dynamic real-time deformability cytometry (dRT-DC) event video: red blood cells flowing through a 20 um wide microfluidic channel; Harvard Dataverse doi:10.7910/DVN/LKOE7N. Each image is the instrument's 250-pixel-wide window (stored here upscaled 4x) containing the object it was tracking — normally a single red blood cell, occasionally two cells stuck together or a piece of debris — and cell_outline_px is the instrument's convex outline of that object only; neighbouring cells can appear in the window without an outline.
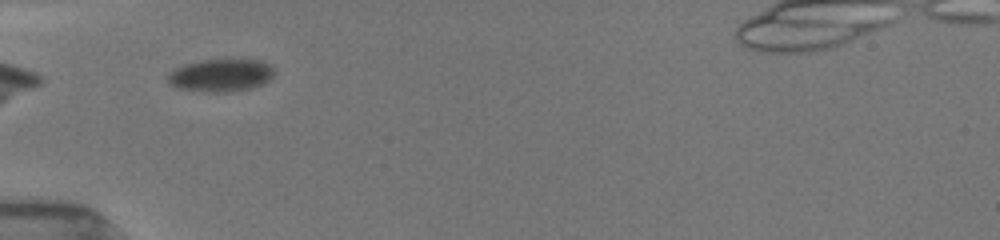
{"species": "common noctule bat (a hibernating species)", "species_latin": "Nyctalus noctula", "temperature_condition": "room temperature", "stored_images_in_passage": 3, "camera_frame_rate_fps": 3000, "um_per_image_px": 0.085, "animal": {"sex": "female", "body_mass_g": 19.5, "forearm_length_mm": 54.1}, "frame": {"image": 1, "passage_image": 1, "time_ms": 0.0, "image_size_px": [1000, 240], "cell_outline_px": [[272, 76], [268, 80], [252, 88], [228, 92], [204, 92], [176, 88], [168, 84], [168, 76], [176, 68], [184, 64], [204, 60], [260, 60], [268, 64], [272, 68]], "centroid_in_image_um": [18.73, 6.42], "position_along_channel_um": 66.3, "area_um2": 20.0}}